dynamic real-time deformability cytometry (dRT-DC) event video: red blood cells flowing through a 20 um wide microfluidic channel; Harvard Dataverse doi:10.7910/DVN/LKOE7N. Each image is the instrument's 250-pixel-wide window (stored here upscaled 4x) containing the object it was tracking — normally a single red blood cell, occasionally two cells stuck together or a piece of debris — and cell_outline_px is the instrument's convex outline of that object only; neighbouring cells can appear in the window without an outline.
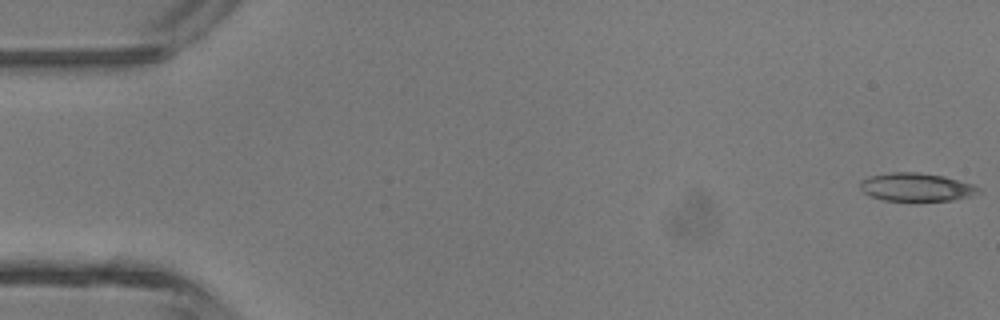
{"species": "common noctule bat (a hibernating species)", "species_latin": "Nyctalus noctula", "temperature_condition": "room temperature", "stored_images_in_passage": 13, "camera_frame_rate_fps": 3000, "um_per_image_px": 0.085, "animal": {"sex": "male", "body_mass_g": 13.3}, "frame": {"image": 1, "passage_image": 1, "time_ms": 0.0, "image_size_px": [1000, 320], "cell_outline_px": [[980, 192], [968, 196], [952, 200], [884, 200], [872, 196], [864, 192], [860, 188], [860, 180], [872, 176], [892, 172], [916, 172], [944, 176], [972, 184], [980, 188]], "centroid_in_image_um": [77.88, 15.89], "position_along_channel_um": 7.1, "area_um2": 19.07}}
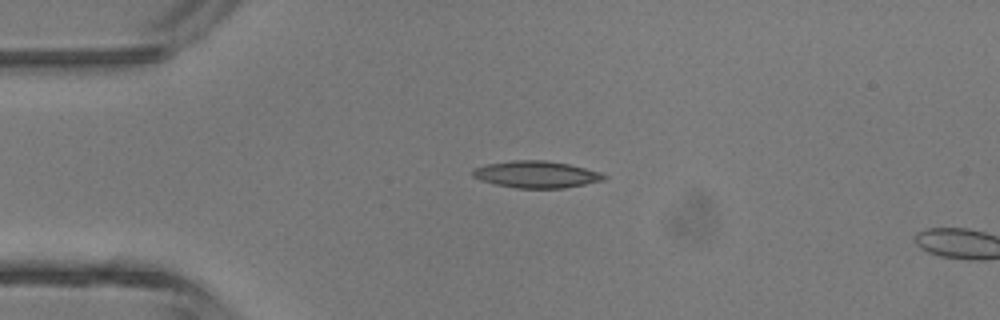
{"frame": {"image": 2, "passage_image": 11, "time_ms": 3.333, "image_size_px": [1000, 320], "cell_outline_px": [[608, 176], [604, 180], [564, 188], [516, 188], [496, 184], [480, 180], [472, 176], [472, 168], [488, 164], [512, 160], [544, 160], [568, 164], [600, 172]], "centroid_in_image_um": [45.56, 14.82], "position_along_channel_um": 39.4, "area_um2": 20.46}}